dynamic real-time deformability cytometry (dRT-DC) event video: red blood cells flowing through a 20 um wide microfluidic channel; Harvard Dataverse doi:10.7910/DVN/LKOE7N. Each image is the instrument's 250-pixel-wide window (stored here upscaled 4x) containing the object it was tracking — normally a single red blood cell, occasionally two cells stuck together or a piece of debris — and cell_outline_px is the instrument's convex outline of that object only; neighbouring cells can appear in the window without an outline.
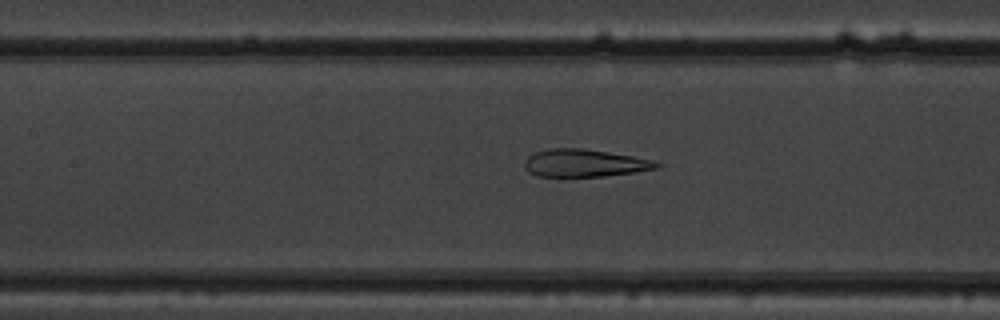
{"species": "common noctule bat (a hibernating species)", "species_latin": "Nyctalus noctula", "temperature_condition": "warm", "stored_images_in_passage": 48, "camera_frame_rate_fps": 3000, "um_per_image_px": 0.085, "animal": {"sex": "male", "body_mass_g": 19.5, "forearm_length_mm": 54.6}, "frame": {"image": 1, "passage_image": 19, "time_ms": 6.0, "image_size_px": [1000, 320], "cell_outline_px": [[664, 164], [660, 168], [604, 176], [536, 176], [528, 172], [524, 168], [524, 160], [528, 156], [536, 152], [548, 148], [584, 148], [656, 160]], "centroid_in_image_um": [49.7, 13.85], "position_along_channel_um": 157.7, "area_um2": 21.39}}
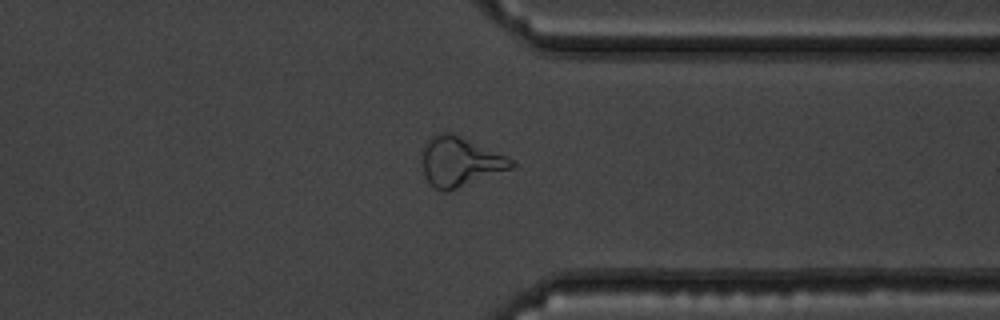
{"frame": {"image": 2, "passage_image": 36, "time_ms": 11.667, "image_size_px": [1000, 320], "cell_outline_px": [[516, 164], [512, 168], [448, 192], [444, 192], [436, 188], [424, 176], [420, 160], [420, 148], [428, 136], [440, 132], [452, 132], [504, 156], [512, 160]], "centroid_in_image_um": [38.99, 13.72], "position_along_channel_um": 372.4, "area_um2": 26.01}}
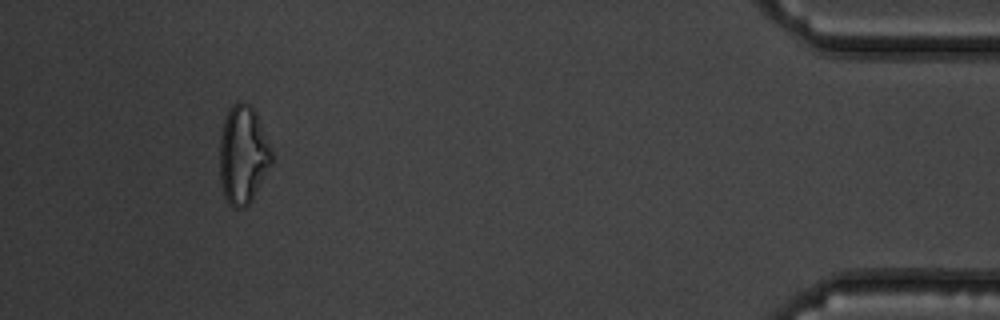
{"frame": {"image": 3, "passage_image": 44, "time_ms": 14.333, "image_size_px": [1000, 320], "cell_outline_px": [[272, 164], [252, 200], [244, 208], [232, 208], [228, 204], [224, 196], [220, 184], [220, 136], [224, 120], [228, 108], [236, 100], [244, 100], [252, 104], [256, 112], [272, 152]], "centroid_in_image_um": [20.64, 13.14], "position_along_channel_um": 414.6, "area_um2": 30.29}, "authors_computed_cell_mechanics": {"area_um2": 26.0389, "velocity_mm_per_s": 3.8137, "shape_relaxation_time_tau1_ms": null, "shape_relaxation_time_tau2_ms": 1.2478, "deformation_change_tau1": null, "deformation_change_tau2": 0.075}}